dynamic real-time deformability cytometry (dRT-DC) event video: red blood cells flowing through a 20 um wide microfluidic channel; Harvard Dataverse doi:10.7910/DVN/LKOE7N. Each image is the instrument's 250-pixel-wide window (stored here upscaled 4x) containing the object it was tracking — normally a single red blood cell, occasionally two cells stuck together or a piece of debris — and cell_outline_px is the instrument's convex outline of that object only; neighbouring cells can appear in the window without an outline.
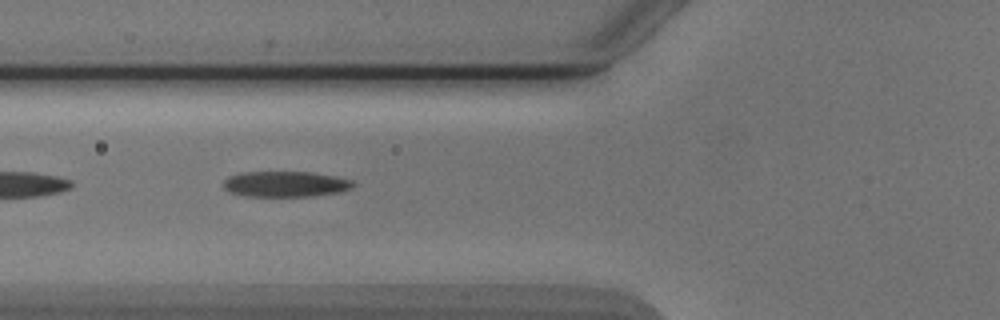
{"species": "Egyptian fruit bat (a non-hibernating species)", "species_latin": "Rousettus aegyptiacus", "temperature_condition": "cold", "stored_images_in_passage": 4, "camera_frame_rate_fps": 3000, "um_per_image_px": 0.085, "animal": {"sex": "male"}, "frame": {"image": 1, "passage_image": 3, "time_ms": 2.333, "image_size_px": [1000, 320], "cell_outline_px": [[356, 184], [352, 188], [340, 192], [308, 196], [244, 196], [232, 192], [224, 188], [224, 180], [228, 176], [240, 172], [312, 172], [352, 180]], "centroid_in_image_um": [24.26, 15.64], "position_along_channel_um": 101.5, "area_um2": 19.31}}
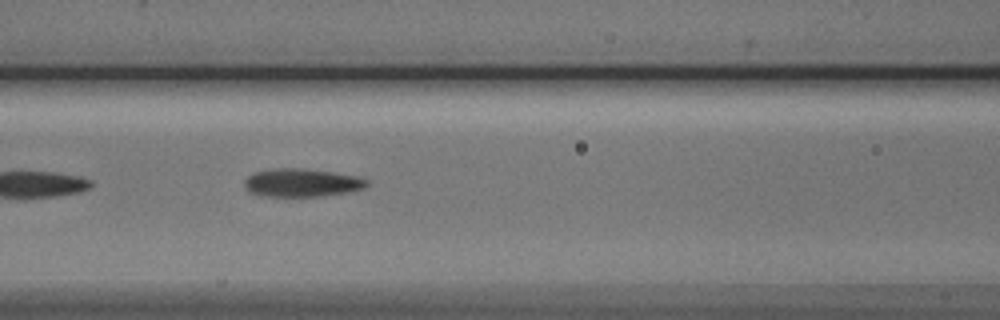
{"frame": {"image": 2, "passage_image": 4, "time_ms": 3.333, "image_size_px": [1000, 320], "cell_outline_px": [[368, 184], [364, 188], [344, 192], [320, 196], [260, 196], [244, 188], [244, 180], [248, 176], [256, 172], [276, 168], [300, 168], [332, 172], [352, 176], [368, 180]], "centroid_in_image_um": [25.59, 15.53], "position_along_channel_um": 141.0, "area_um2": 19.71}}